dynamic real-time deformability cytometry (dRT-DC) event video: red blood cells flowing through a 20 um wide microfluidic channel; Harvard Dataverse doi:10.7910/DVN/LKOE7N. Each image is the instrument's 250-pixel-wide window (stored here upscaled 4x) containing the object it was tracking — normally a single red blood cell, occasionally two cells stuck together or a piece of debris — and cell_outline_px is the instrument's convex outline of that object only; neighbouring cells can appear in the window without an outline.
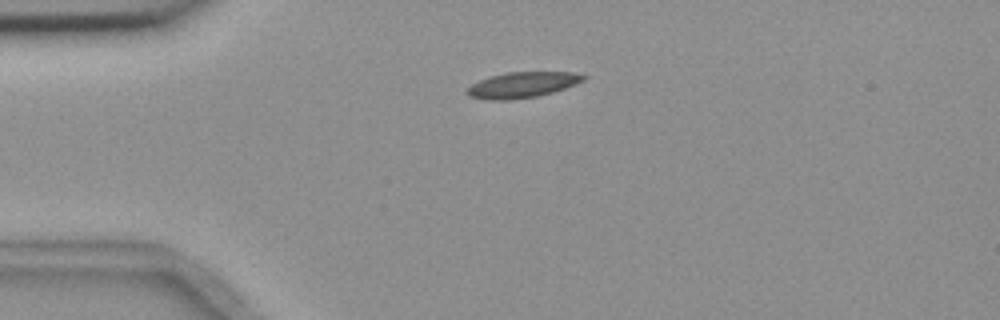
{"species": "common noctule bat (a hibernating species)", "species_latin": "Nyctalus noctula", "temperature_condition": "room temperature", "stored_images_in_passage": 3, "camera_frame_rate_fps": 3000, "um_per_image_px": 0.085, "animal": {"sex": "female", "body_mass_g": 18.4}, "frame": {"image": 1, "passage_image": 2, "time_ms": 1.333, "image_size_px": [1000, 320], "cell_outline_px": [[588, 76], [584, 80], [564, 88], [552, 92], [536, 96], [512, 100], [484, 100], [468, 96], [464, 92], [464, 88], [480, 80], [492, 76], [508, 72], [572, 72]], "centroid_in_image_um": [44.32, 7.22], "position_along_channel_um": 40.7, "area_um2": 17.46}}